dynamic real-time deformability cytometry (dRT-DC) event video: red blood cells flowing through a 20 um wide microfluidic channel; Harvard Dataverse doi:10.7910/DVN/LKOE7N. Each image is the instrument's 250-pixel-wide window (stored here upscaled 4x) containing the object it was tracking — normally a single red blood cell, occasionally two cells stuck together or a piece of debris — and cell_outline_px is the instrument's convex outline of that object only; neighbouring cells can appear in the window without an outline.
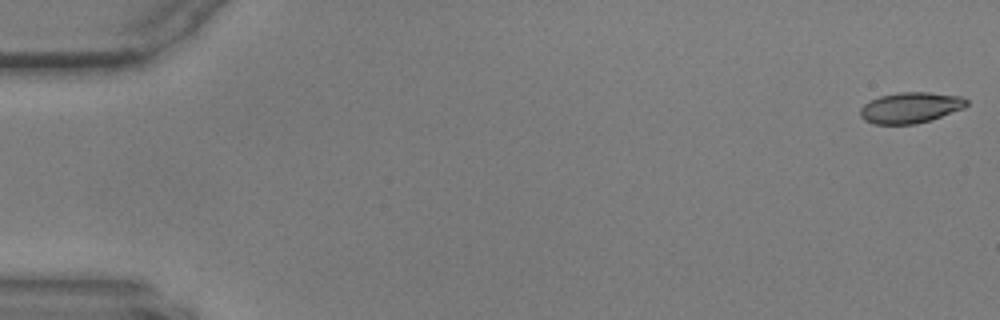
{"species": "common noctule bat (a hibernating species)", "species_latin": "Nyctalus noctula", "temperature_condition": "warm", "stored_images_in_passage": 58, "camera_frame_rate_fps": 3000, "um_per_image_px": 0.085, "animal": {"sex": "male", "body_mass_g": 17.9, "forearm_length_mm": 54.2}, "frame": {"image": 1, "passage_image": 1, "time_ms": 0.0, "image_size_px": [1000, 320], "cell_outline_px": [[968, 104], [964, 108], [932, 120], [916, 124], [872, 124], [864, 120], [860, 116], [860, 108], [864, 104], [880, 96], [900, 92], [928, 92], [964, 96], [968, 100]], "centroid_in_image_um": [77.42, 9.15], "position_along_channel_um": 7.6, "area_um2": 19.31}}
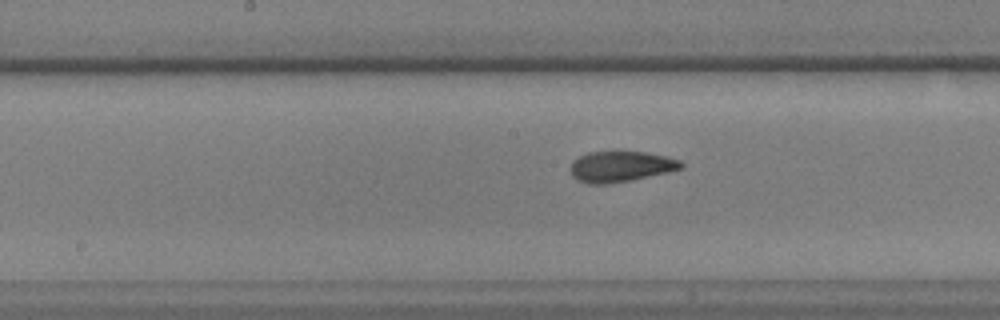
{"frame": {"image": 2, "passage_image": 30, "time_ms": 9.667, "image_size_px": [1000, 320], "cell_outline_px": [[684, 168], [668, 172], [632, 180], [608, 184], [588, 184], [576, 180], [572, 176], [568, 168], [572, 160], [588, 152], [644, 152], [664, 156], [680, 160], [684, 164]], "centroid_in_image_um": [52.72, 14.17], "position_along_channel_um": 195.5, "area_um2": 20.0}}
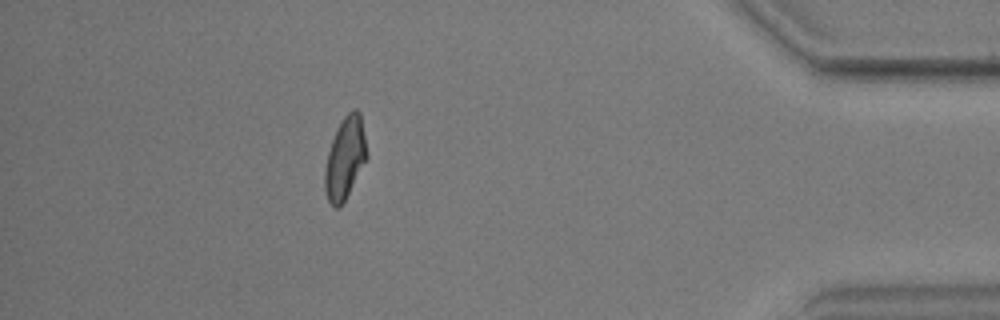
{"frame": {"image": 3, "passage_image": 52, "time_ms": 17.0, "image_size_px": [1000, 320], "cell_outline_px": [[368, 156], [340, 208], [332, 208], [328, 200], [324, 188], [324, 168], [328, 152], [332, 140], [344, 116], [352, 108], [356, 108], [360, 112]], "centroid_in_image_um": [29.31, 13.46], "position_along_channel_um": 405.9, "area_um2": 19.88}}